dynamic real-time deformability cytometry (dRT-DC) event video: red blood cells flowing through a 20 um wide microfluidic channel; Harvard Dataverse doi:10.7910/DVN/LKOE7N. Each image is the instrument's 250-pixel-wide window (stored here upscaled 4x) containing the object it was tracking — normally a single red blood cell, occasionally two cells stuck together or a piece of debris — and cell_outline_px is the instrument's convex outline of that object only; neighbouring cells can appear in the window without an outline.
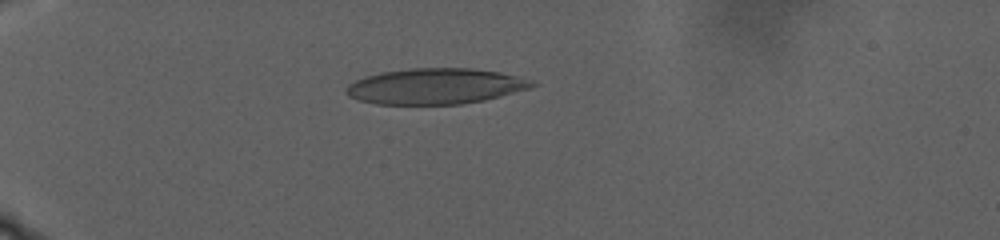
{"species": "human", "species_latin": "Homo sapiens", "temperature_condition": "warm", "stored_images_in_passage": 71, "camera_frame_rate_fps": 3000, "um_per_image_px": 0.085, "donor": {"sex": "male"}, "frame": {"image": 1, "passage_image": 1, "time_ms": 0.0, "image_size_px": [1000, 240], "cell_outline_px": [[540, 84], [528, 88], [500, 96], [484, 100], [460, 104], [376, 104], [360, 100], [348, 96], [348, 84], [356, 80], [380, 72], [412, 68], [472, 68], [500, 72], [516, 76]], "centroid_in_image_um": [37.01, 7.33], "position_along_channel_um": 48.0, "area_um2": 38.32}}
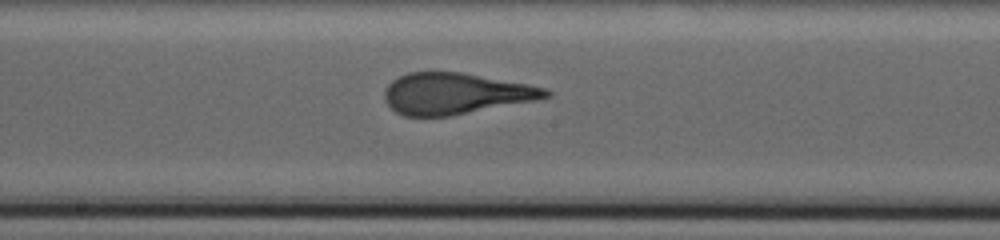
{"frame": {"image": 2, "passage_image": 30, "time_ms": 9.667, "image_size_px": [1000, 240], "cell_outline_px": [[552, 96], [536, 100], [452, 116], [404, 116], [396, 112], [384, 100], [384, 92], [388, 84], [392, 80], [408, 72], [464, 72], [528, 84], [548, 88], [552, 92]], "centroid_in_image_um": [38.74, 7.95], "position_along_channel_um": 209.5, "area_um2": 38.96}}
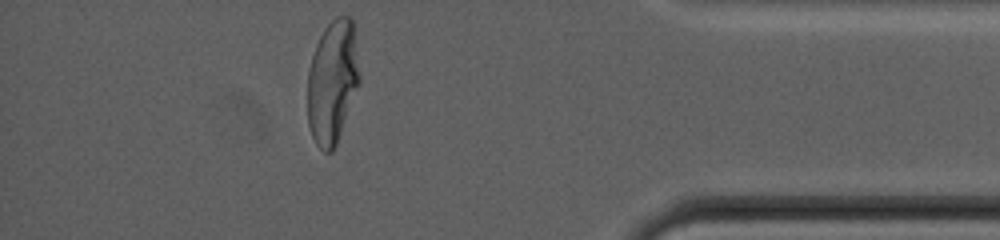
{"frame": {"image": 3, "passage_image": 61, "time_ms": 20.0, "image_size_px": [1000, 240], "cell_outline_px": [[360, 84], [336, 144], [332, 152], [324, 152], [316, 144], [312, 136], [308, 124], [308, 72], [312, 56], [316, 44], [324, 28], [336, 16], [348, 16], [352, 20], [360, 76]], "centroid_in_image_um": [28.26, 6.97], "position_along_channel_um": 406.9, "area_um2": 37.22}}